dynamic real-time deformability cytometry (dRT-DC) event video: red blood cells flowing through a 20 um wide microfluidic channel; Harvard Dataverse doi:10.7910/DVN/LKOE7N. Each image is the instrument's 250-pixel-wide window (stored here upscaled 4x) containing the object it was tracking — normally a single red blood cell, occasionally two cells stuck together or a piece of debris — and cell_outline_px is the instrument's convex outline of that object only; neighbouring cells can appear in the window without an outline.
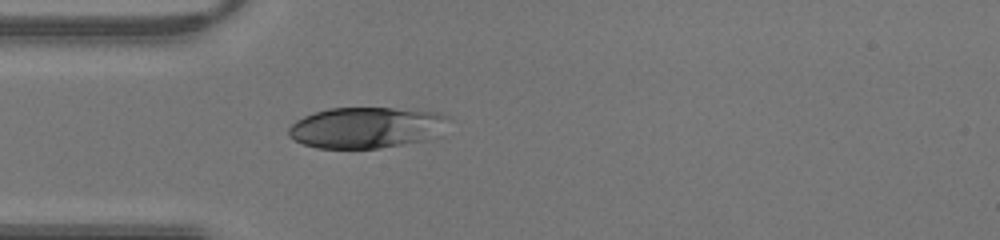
{"species": "human", "species_latin": "Homo sapiens", "temperature_condition": "warm", "stored_images_in_passage": 31, "camera_frame_rate_fps": 3000, "um_per_image_px": 0.085, "donor": {"sex": "male"}, "frame": {"image": 1, "passage_image": 1, "time_ms": 0.0, "image_size_px": [1000, 240], "cell_outline_px": [[452, 120], [428, 140], [380, 148], [316, 148], [304, 144], [288, 136], [288, 128], [296, 120], [304, 116], [328, 108], [392, 108], [440, 112], [452, 116]], "centroid_in_image_um": [31.17, 10.84], "position_along_channel_um": 53.8, "area_um2": 38.38}}
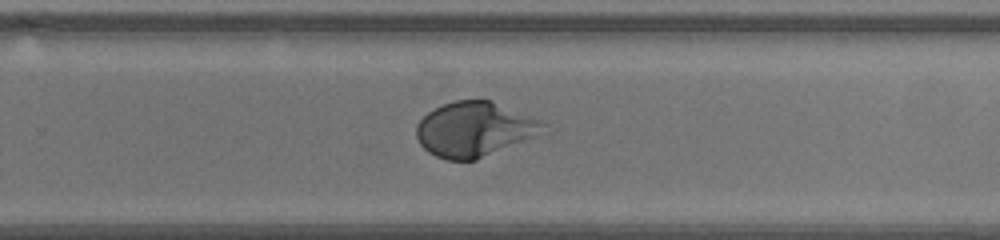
{"frame": {"image": 2, "passage_image": 16, "time_ms": 5.0, "image_size_px": [1000, 240], "cell_outline_px": [[544, 124], [532, 136], [476, 160], [448, 160], [436, 156], [428, 152], [420, 144], [416, 136], [416, 124], [428, 112], [452, 100], [492, 100], [540, 120]], "centroid_in_image_um": [40.22, 10.97], "position_along_channel_um": 289.6, "area_um2": 39.54}}
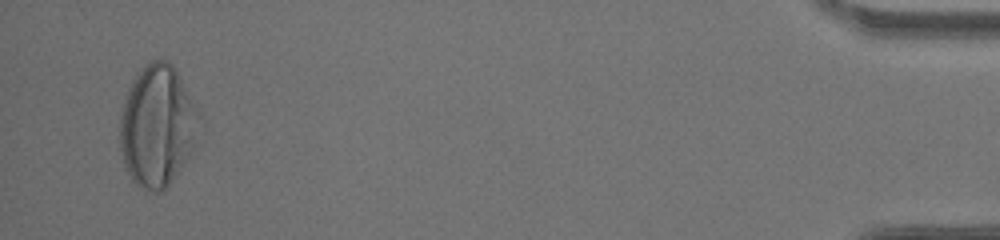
{"frame": {"image": 3, "passage_image": 30, "time_ms": 9.667, "image_size_px": [1000, 240], "cell_outline_px": [[200, 112], [196, 144], [188, 156], [168, 184], [160, 192], [152, 192], [136, 184], [132, 180], [124, 164], [120, 148], [120, 116], [124, 100], [128, 88], [132, 80], [148, 60], [168, 60], [172, 64]], "centroid_in_image_um": [13.36, 10.67], "position_along_channel_um": 421.8, "area_um2": 55.72}}